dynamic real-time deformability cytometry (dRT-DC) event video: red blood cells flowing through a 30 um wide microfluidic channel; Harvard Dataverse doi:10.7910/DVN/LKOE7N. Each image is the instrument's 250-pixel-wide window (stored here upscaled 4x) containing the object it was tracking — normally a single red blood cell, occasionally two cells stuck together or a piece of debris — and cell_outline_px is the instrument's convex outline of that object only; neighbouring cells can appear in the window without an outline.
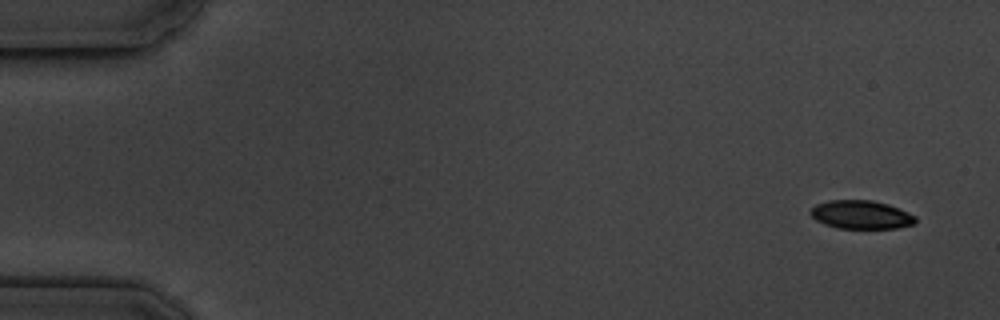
{"species": "common noctule bat (a hibernating species)", "species_latin": "Nyctalus noctula", "temperature_condition": "cold", "stored_images_in_passage": 4, "camera_frame_rate_fps": 3000, "um_per_image_px": 0.085, "animal": {"sex": "male", "body_mass_g": 19.5, "forearm_length_mm": 54.6}, "frame": {"image": 1, "passage_image": 1, "time_ms": 0.0, "image_size_px": [1000, 320], "cell_outline_px": [[916, 224], [896, 228], [836, 228], [824, 224], [816, 220], [808, 212], [816, 204], [828, 200], [872, 200], [888, 204], [900, 208], [916, 216]], "centroid_in_image_um": [73.2, 18.24], "position_along_channel_um": 11.8, "area_um2": 17.57}}
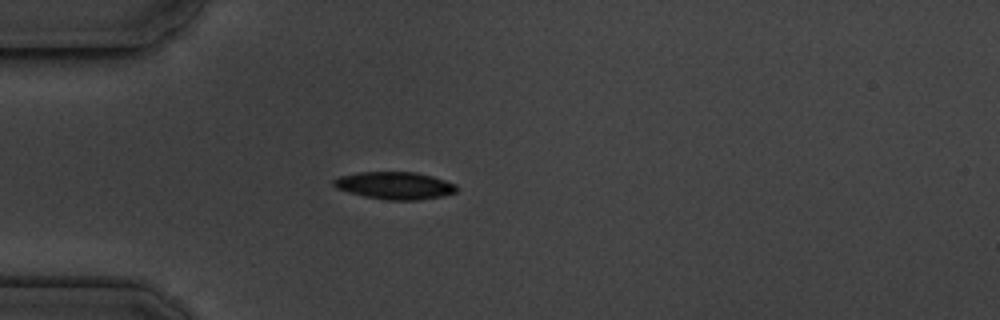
{"frame": {"image": 2, "passage_image": 4, "time_ms": 4.333, "image_size_px": [1000, 320], "cell_outline_px": [[456, 192], [444, 196], [420, 200], [388, 200], [364, 196], [348, 192], [336, 188], [332, 184], [332, 180], [340, 176], [356, 172], [416, 172], [432, 176], [456, 184]], "centroid_in_image_um": [33.54, 15.77], "position_along_channel_um": 51.5, "area_um2": 19.71}}